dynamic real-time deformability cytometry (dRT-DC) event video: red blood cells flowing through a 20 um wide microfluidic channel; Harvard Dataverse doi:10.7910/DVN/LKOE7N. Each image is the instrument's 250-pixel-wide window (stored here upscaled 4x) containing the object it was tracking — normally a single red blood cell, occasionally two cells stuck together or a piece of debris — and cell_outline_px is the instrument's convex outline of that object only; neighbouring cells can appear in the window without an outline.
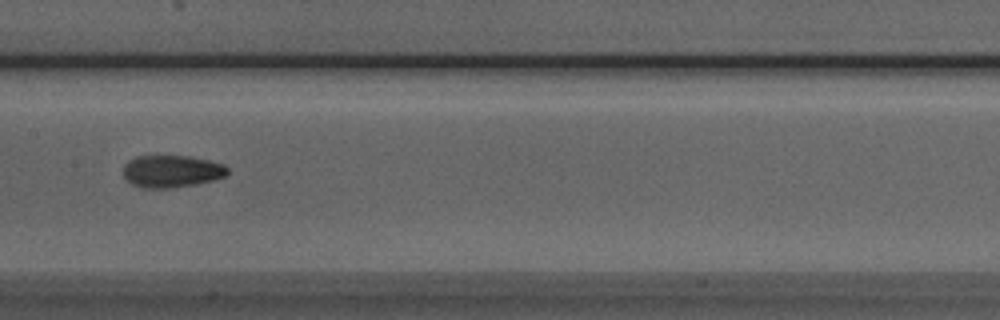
{"species": "Egyptian fruit bat (a non-hibernating species)", "species_latin": "Rousettus aegyptiacus", "temperature_condition": "room temperature", "stored_images_in_passage": 21, "camera_frame_rate_fps": 3000, "um_per_image_px": 0.085, "animal": {"sex": "male"}, "frame": {"image": 1, "passage_image": 10, "time_ms": 3.0, "image_size_px": [1000, 320], "cell_outline_px": [[228, 172], [224, 176], [216, 180], [172, 188], [144, 188], [132, 184], [124, 176], [124, 164], [128, 160], [136, 156], [188, 156], [208, 160], [224, 164], [228, 168]], "centroid_in_image_um": [14.59, 14.56], "position_along_channel_um": 192.8, "area_um2": 19.59}}